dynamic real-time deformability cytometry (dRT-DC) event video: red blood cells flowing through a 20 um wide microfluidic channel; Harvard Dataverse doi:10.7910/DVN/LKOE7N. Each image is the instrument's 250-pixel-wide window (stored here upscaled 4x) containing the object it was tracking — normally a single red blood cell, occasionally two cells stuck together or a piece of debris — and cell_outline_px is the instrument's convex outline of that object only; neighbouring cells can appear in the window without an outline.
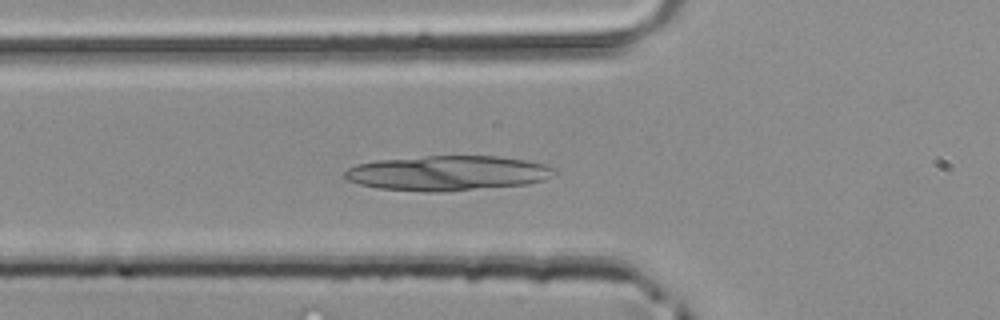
{"species": "common noctule bat (a hibernating species)", "species_latin": "Nyctalus noctula", "temperature_condition": "room temperature", "stored_images_in_passage": 43, "camera_frame_rate_fps": 3000, "um_per_image_px": 0.085, "animal": {"sex": "male", "body_mass_g": 20.4}, "frame": {"image": 1, "passage_image": 16, "time_ms": 5.0, "image_size_px": [1000, 320], "cell_outline_px": [[556, 172], [544, 180], [524, 184], [436, 192], [428, 192], [380, 188], [360, 184], [348, 180], [344, 176], [344, 172], [348, 168], [356, 164], [376, 160], [428, 156], [496, 156], [528, 160], [544, 164], [556, 168]], "centroid_in_image_um": [38.04, 14.7], "position_along_channel_um": 87.8, "area_um2": 42.31}}
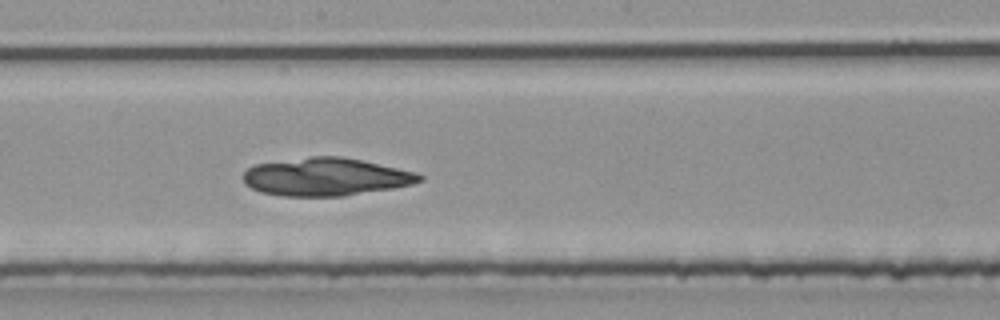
{"frame": {"image": 2, "passage_image": 25, "time_ms": 8.0, "image_size_px": [1000, 320], "cell_outline_px": [[424, 180], [412, 184], [392, 188], [344, 196], [284, 196], [260, 192], [244, 184], [244, 172], [248, 168], [256, 164], [312, 156], [340, 156], [360, 160], [416, 172], [424, 176]], "centroid_in_image_um": [27.69, 15.04], "position_along_channel_um": 220.5, "area_um2": 38.73}}
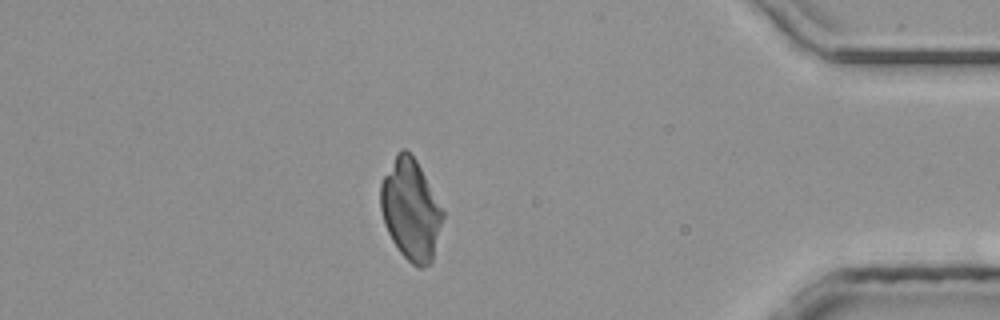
{"frame": {"image": 3, "passage_image": 40, "time_ms": 13.0, "image_size_px": [1000, 320], "cell_outline_px": [[444, 216], [432, 260], [428, 264], [420, 268], [416, 268], [400, 252], [392, 240], [384, 224], [380, 208], [380, 184], [396, 152], [400, 148], [404, 148], [416, 160], [444, 212]], "centroid_in_image_um": [34.89, 17.82], "position_along_channel_um": 400.3, "area_um2": 36.24}}